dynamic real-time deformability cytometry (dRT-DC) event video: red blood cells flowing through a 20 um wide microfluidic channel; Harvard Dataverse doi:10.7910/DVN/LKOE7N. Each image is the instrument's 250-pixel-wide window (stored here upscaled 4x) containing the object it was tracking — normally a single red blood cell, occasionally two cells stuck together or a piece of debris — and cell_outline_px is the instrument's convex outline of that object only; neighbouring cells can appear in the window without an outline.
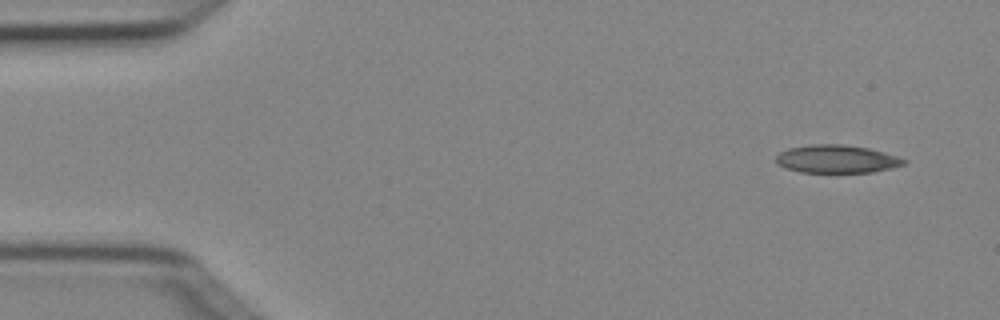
{"species": "Egyptian fruit bat (a non-hibernating species)", "species_latin": "Rousettus aegyptiacus", "temperature_condition": "cold", "stored_images_in_passage": 4, "camera_frame_rate_fps": 3000, "um_per_image_px": 0.085, "animal": {"sex": "female"}, "frame": {"image": 1, "passage_image": 1, "time_ms": 0.0, "image_size_px": [1000, 320], "cell_outline_px": [[908, 164], [892, 168], [872, 172], [800, 172], [784, 168], [776, 164], [776, 156], [780, 152], [788, 148], [812, 144], [840, 144], [868, 148], [896, 156], [908, 160]], "centroid_in_image_um": [71.11, 13.52], "position_along_channel_um": 13.9, "area_um2": 20.92}}
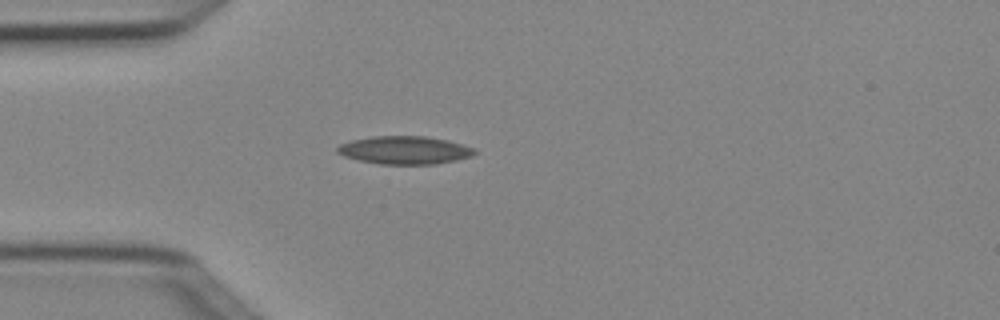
{"frame": {"image": 2, "passage_image": 4, "time_ms": 1.0, "image_size_px": [1000, 320], "cell_outline_px": [[476, 152], [472, 156], [456, 160], [436, 164], [380, 164], [360, 160], [344, 156], [336, 152], [336, 148], [340, 144], [352, 140], [372, 136], [424, 136], [448, 140], [476, 148]], "centroid_in_image_um": [34.41, 12.76], "position_along_channel_um": 50.6, "area_um2": 22.43}}